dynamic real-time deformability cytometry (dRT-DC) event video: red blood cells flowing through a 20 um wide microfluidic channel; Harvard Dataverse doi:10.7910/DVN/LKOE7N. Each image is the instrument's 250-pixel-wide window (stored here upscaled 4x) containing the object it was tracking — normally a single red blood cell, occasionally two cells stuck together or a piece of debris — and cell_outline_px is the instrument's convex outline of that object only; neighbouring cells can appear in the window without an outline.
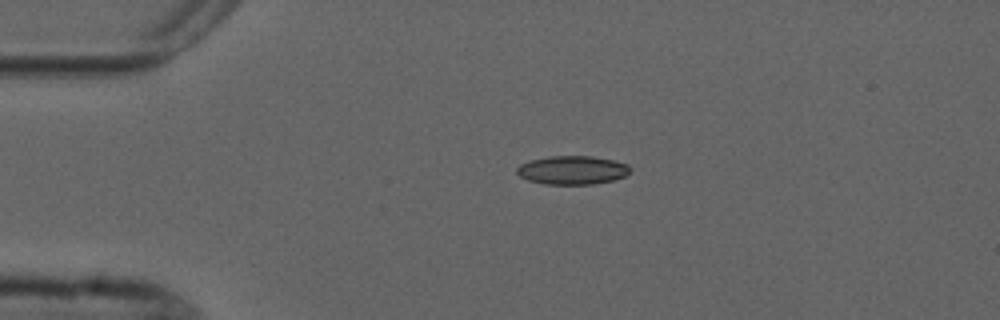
{"species": "common noctule bat (a hibernating species)", "species_latin": "Nyctalus noctula", "temperature_condition": "cold", "stored_images_in_passage": 2, "camera_frame_rate_fps": 3000, "um_per_image_px": 0.085, "animal": {"sex": "male", "forearm_length_mm": 52.5}, "frame": {"image": 1, "passage_image": 1, "time_ms": 0.0, "image_size_px": [1000, 320], "cell_outline_px": [[632, 168], [624, 176], [612, 180], [592, 184], [544, 184], [528, 180], [520, 176], [516, 172], [516, 168], [520, 164], [532, 160], [548, 156], [592, 156], [612, 160], [628, 164]], "centroid_in_image_um": [48.63, 14.45], "position_along_channel_um": 36.4, "area_um2": 18.79}}